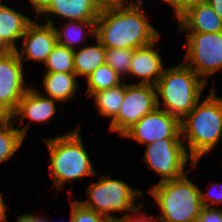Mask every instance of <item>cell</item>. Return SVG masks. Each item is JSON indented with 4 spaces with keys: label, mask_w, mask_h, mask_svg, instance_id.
Listing matches in <instances>:
<instances>
[{
    "label": "cell",
    "mask_w": 222,
    "mask_h": 222,
    "mask_svg": "<svg viewBox=\"0 0 222 222\" xmlns=\"http://www.w3.org/2000/svg\"><path fill=\"white\" fill-rule=\"evenodd\" d=\"M143 4L101 8L95 37L105 48L133 50L156 41L161 33L151 25Z\"/></svg>",
    "instance_id": "1"
},
{
    "label": "cell",
    "mask_w": 222,
    "mask_h": 222,
    "mask_svg": "<svg viewBox=\"0 0 222 222\" xmlns=\"http://www.w3.org/2000/svg\"><path fill=\"white\" fill-rule=\"evenodd\" d=\"M181 138L187 153L200 162L222 140V98L213 85L210 93L180 121Z\"/></svg>",
    "instance_id": "2"
},
{
    "label": "cell",
    "mask_w": 222,
    "mask_h": 222,
    "mask_svg": "<svg viewBox=\"0 0 222 222\" xmlns=\"http://www.w3.org/2000/svg\"><path fill=\"white\" fill-rule=\"evenodd\" d=\"M78 125L63 135H56L54 138H44L48 148L49 159L47 164L50 168V176L53 179V186L56 193L63 189L64 184L81 180L84 177H94L97 174L91 156L84 146L83 136Z\"/></svg>",
    "instance_id": "3"
},
{
    "label": "cell",
    "mask_w": 222,
    "mask_h": 222,
    "mask_svg": "<svg viewBox=\"0 0 222 222\" xmlns=\"http://www.w3.org/2000/svg\"><path fill=\"white\" fill-rule=\"evenodd\" d=\"M207 84L183 62L165 67L155 85L157 106L181 121L203 98Z\"/></svg>",
    "instance_id": "4"
},
{
    "label": "cell",
    "mask_w": 222,
    "mask_h": 222,
    "mask_svg": "<svg viewBox=\"0 0 222 222\" xmlns=\"http://www.w3.org/2000/svg\"><path fill=\"white\" fill-rule=\"evenodd\" d=\"M185 174L156 183L149 193L157 204L160 222H196L203 209L200 188Z\"/></svg>",
    "instance_id": "5"
},
{
    "label": "cell",
    "mask_w": 222,
    "mask_h": 222,
    "mask_svg": "<svg viewBox=\"0 0 222 222\" xmlns=\"http://www.w3.org/2000/svg\"><path fill=\"white\" fill-rule=\"evenodd\" d=\"M99 175V180L86 187V200H78L84 207L106 216L110 221H118L120 216H114L115 213L121 217L136 209L144 199L143 190L134 188L126 181L110 177L108 174ZM138 201V202H137Z\"/></svg>",
    "instance_id": "6"
},
{
    "label": "cell",
    "mask_w": 222,
    "mask_h": 222,
    "mask_svg": "<svg viewBox=\"0 0 222 222\" xmlns=\"http://www.w3.org/2000/svg\"><path fill=\"white\" fill-rule=\"evenodd\" d=\"M143 161L149 169L160 176L157 183L179 179L188 173L190 169L198 166L187 153L182 138H164L145 145Z\"/></svg>",
    "instance_id": "7"
},
{
    "label": "cell",
    "mask_w": 222,
    "mask_h": 222,
    "mask_svg": "<svg viewBox=\"0 0 222 222\" xmlns=\"http://www.w3.org/2000/svg\"><path fill=\"white\" fill-rule=\"evenodd\" d=\"M184 61L201 79L222 71V31L215 33L185 32Z\"/></svg>",
    "instance_id": "8"
},
{
    "label": "cell",
    "mask_w": 222,
    "mask_h": 222,
    "mask_svg": "<svg viewBox=\"0 0 222 222\" xmlns=\"http://www.w3.org/2000/svg\"><path fill=\"white\" fill-rule=\"evenodd\" d=\"M156 89L153 85L127 83L124 80V100L108 130L120 137L133 124L157 108Z\"/></svg>",
    "instance_id": "9"
},
{
    "label": "cell",
    "mask_w": 222,
    "mask_h": 222,
    "mask_svg": "<svg viewBox=\"0 0 222 222\" xmlns=\"http://www.w3.org/2000/svg\"><path fill=\"white\" fill-rule=\"evenodd\" d=\"M121 138L148 145L164 138H181L180 120L167 111L156 108L126 130Z\"/></svg>",
    "instance_id": "10"
},
{
    "label": "cell",
    "mask_w": 222,
    "mask_h": 222,
    "mask_svg": "<svg viewBox=\"0 0 222 222\" xmlns=\"http://www.w3.org/2000/svg\"><path fill=\"white\" fill-rule=\"evenodd\" d=\"M24 66L16 50L0 56V101L12 112L31 87L25 84Z\"/></svg>",
    "instance_id": "11"
},
{
    "label": "cell",
    "mask_w": 222,
    "mask_h": 222,
    "mask_svg": "<svg viewBox=\"0 0 222 222\" xmlns=\"http://www.w3.org/2000/svg\"><path fill=\"white\" fill-rule=\"evenodd\" d=\"M35 19L28 24L21 39V47L16 51L23 64L24 61L32 60L44 65L48 55L57 44V35L52 24H42L37 17Z\"/></svg>",
    "instance_id": "12"
},
{
    "label": "cell",
    "mask_w": 222,
    "mask_h": 222,
    "mask_svg": "<svg viewBox=\"0 0 222 222\" xmlns=\"http://www.w3.org/2000/svg\"><path fill=\"white\" fill-rule=\"evenodd\" d=\"M56 103L60 102L43 95L40 89L31 87L27 90L23 98L19 101L17 108L13 112V123L17 126L22 135L26 138L31 123H39L45 125L56 114ZM25 119H29L24 127H20Z\"/></svg>",
    "instance_id": "13"
},
{
    "label": "cell",
    "mask_w": 222,
    "mask_h": 222,
    "mask_svg": "<svg viewBox=\"0 0 222 222\" xmlns=\"http://www.w3.org/2000/svg\"><path fill=\"white\" fill-rule=\"evenodd\" d=\"M161 40V36L153 43L136 48L130 62L128 76L137 78L133 84H148L155 86L164 70L162 54L156 48V44ZM160 53V54H159Z\"/></svg>",
    "instance_id": "14"
},
{
    "label": "cell",
    "mask_w": 222,
    "mask_h": 222,
    "mask_svg": "<svg viewBox=\"0 0 222 222\" xmlns=\"http://www.w3.org/2000/svg\"><path fill=\"white\" fill-rule=\"evenodd\" d=\"M100 10L96 0H53L41 15L44 14L45 23L55 25L58 18L63 21H96Z\"/></svg>",
    "instance_id": "15"
},
{
    "label": "cell",
    "mask_w": 222,
    "mask_h": 222,
    "mask_svg": "<svg viewBox=\"0 0 222 222\" xmlns=\"http://www.w3.org/2000/svg\"><path fill=\"white\" fill-rule=\"evenodd\" d=\"M0 0V41L8 50L18 49L28 24L33 18L7 6Z\"/></svg>",
    "instance_id": "16"
},
{
    "label": "cell",
    "mask_w": 222,
    "mask_h": 222,
    "mask_svg": "<svg viewBox=\"0 0 222 222\" xmlns=\"http://www.w3.org/2000/svg\"><path fill=\"white\" fill-rule=\"evenodd\" d=\"M177 22L179 33H215L222 31V20L208 3L191 8Z\"/></svg>",
    "instance_id": "17"
},
{
    "label": "cell",
    "mask_w": 222,
    "mask_h": 222,
    "mask_svg": "<svg viewBox=\"0 0 222 222\" xmlns=\"http://www.w3.org/2000/svg\"><path fill=\"white\" fill-rule=\"evenodd\" d=\"M63 22L65 23L63 24ZM63 22L60 24L61 26L59 24L53 25L59 45L75 51L84 46L83 44L88 41L89 36L94 40L96 21L71 20Z\"/></svg>",
    "instance_id": "18"
},
{
    "label": "cell",
    "mask_w": 222,
    "mask_h": 222,
    "mask_svg": "<svg viewBox=\"0 0 222 222\" xmlns=\"http://www.w3.org/2000/svg\"><path fill=\"white\" fill-rule=\"evenodd\" d=\"M42 79L43 95L60 103H67L78 93L79 78L75 73L45 72Z\"/></svg>",
    "instance_id": "19"
},
{
    "label": "cell",
    "mask_w": 222,
    "mask_h": 222,
    "mask_svg": "<svg viewBox=\"0 0 222 222\" xmlns=\"http://www.w3.org/2000/svg\"><path fill=\"white\" fill-rule=\"evenodd\" d=\"M95 44L86 43L74 51V70L78 78H87L97 67L105 64V47L95 37Z\"/></svg>",
    "instance_id": "20"
},
{
    "label": "cell",
    "mask_w": 222,
    "mask_h": 222,
    "mask_svg": "<svg viewBox=\"0 0 222 222\" xmlns=\"http://www.w3.org/2000/svg\"><path fill=\"white\" fill-rule=\"evenodd\" d=\"M90 98L94 101L97 112L112 121L124 100V81L115 87L95 92Z\"/></svg>",
    "instance_id": "21"
},
{
    "label": "cell",
    "mask_w": 222,
    "mask_h": 222,
    "mask_svg": "<svg viewBox=\"0 0 222 222\" xmlns=\"http://www.w3.org/2000/svg\"><path fill=\"white\" fill-rule=\"evenodd\" d=\"M87 90L85 95L90 98L95 92L109 89L121 84L124 79L108 64L97 67L85 79Z\"/></svg>",
    "instance_id": "22"
},
{
    "label": "cell",
    "mask_w": 222,
    "mask_h": 222,
    "mask_svg": "<svg viewBox=\"0 0 222 222\" xmlns=\"http://www.w3.org/2000/svg\"><path fill=\"white\" fill-rule=\"evenodd\" d=\"M15 123L3 125L0 128V164H4L19 151L25 137Z\"/></svg>",
    "instance_id": "23"
},
{
    "label": "cell",
    "mask_w": 222,
    "mask_h": 222,
    "mask_svg": "<svg viewBox=\"0 0 222 222\" xmlns=\"http://www.w3.org/2000/svg\"><path fill=\"white\" fill-rule=\"evenodd\" d=\"M73 58V50L57 43L44 64L45 72L75 73Z\"/></svg>",
    "instance_id": "24"
},
{
    "label": "cell",
    "mask_w": 222,
    "mask_h": 222,
    "mask_svg": "<svg viewBox=\"0 0 222 222\" xmlns=\"http://www.w3.org/2000/svg\"><path fill=\"white\" fill-rule=\"evenodd\" d=\"M133 49L105 48V63L112 67L123 79L128 77Z\"/></svg>",
    "instance_id": "25"
},
{
    "label": "cell",
    "mask_w": 222,
    "mask_h": 222,
    "mask_svg": "<svg viewBox=\"0 0 222 222\" xmlns=\"http://www.w3.org/2000/svg\"><path fill=\"white\" fill-rule=\"evenodd\" d=\"M71 218L73 222H110V220L94 210L84 207L78 200L71 202Z\"/></svg>",
    "instance_id": "26"
},
{
    "label": "cell",
    "mask_w": 222,
    "mask_h": 222,
    "mask_svg": "<svg viewBox=\"0 0 222 222\" xmlns=\"http://www.w3.org/2000/svg\"><path fill=\"white\" fill-rule=\"evenodd\" d=\"M207 193H204L200 188V196L204 207L215 208L222 205V182H211Z\"/></svg>",
    "instance_id": "27"
},
{
    "label": "cell",
    "mask_w": 222,
    "mask_h": 222,
    "mask_svg": "<svg viewBox=\"0 0 222 222\" xmlns=\"http://www.w3.org/2000/svg\"><path fill=\"white\" fill-rule=\"evenodd\" d=\"M208 0H161L172 7L175 19L178 21L187 11L200 4L207 3Z\"/></svg>",
    "instance_id": "28"
},
{
    "label": "cell",
    "mask_w": 222,
    "mask_h": 222,
    "mask_svg": "<svg viewBox=\"0 0 222 222\" xmlns=\"http://www.w3.org/2000/svg\"><path fill=\"white\" fill-rule=\"evenodd\" d=\"M144 201L136 209L129 212L126 216L120 217L118 222H160L158 215H147L142 208H144Z\"/></svg>",
    "instance_id": "29"
},
{
    "label": "cell",
    "mask_w": 222,
    "mask_h": 222,
    "mask_svg": "<svg viewBox=\"0 0 222 222\" xmlns=\"http://www.w3.org/2000/svg\"><path fill=\"white\" fill-rule=\"evenodd\" d=\"M196 222H222V209L203 207Z\"/></svg>",
    "instance_id": "30"
},
{
    "label": "cell",
    "mask_w": 222,
    "mask_h": 222,
    "mask_svg": "<svg viewBox=\"0 0 222 222\" xmlns=\"http://www.w3.org/2000/svg\"><path fill=\"white\" fill-rule=\"evenodd\" d=\"M97 4L101 7H113V6H129L144 3V0H96Z\"/></svg>",
    "instance_id": "31"
},
{
    "label": "cell",
    "mask_w": 222,
    "mask_h": 222,
    "mask_svg": "<svg viewBox=\"0 0 222 222\" xmlns=\"http://www.w3.org/2000/svg\"><path fill=\"white\" fill-rule=\"evenodd\" d=\"M30 3L32 11L36 13V17L39 19L41 13L48 7L53 0H27Z\"/></svg>",
    "instance_id": "32"
},
{
    "label": "cell",
    "mask_w": 222,
    "mask_h": 222,
    "mask_svg": "<svg viewBox=\"0 0 222 222\" xmlns=\"http://www.w3.org/2000/svg\"><path fill=\"white\" fill-rule=\"evenodd\" d=\"M0 122L7 125L13 122V112L0 101Z\"/></svg>",
    "instance_id": "33"
},
{
    "label": "cell",
    "mask_w": 222,
    "mask_h": 222,
    "mask_svg": "<svg viewBox=\"0 0 222 222\" xmlns=\"http://www.w3.org/2000/svg\"><path fill=\"white\" fill-rule=\"evenodd\" d=\"M3 194L4 193H0V222H8L7 210L9 205H6L5 200L3 199Z\"/></svg>",
    "instance_id": "34"
},
{
    "label": "cell",
    "mask_w": 222,
    "mask_h": 222,
    "mask_svg": "<svg viewBox=\"0 0 222 222\" xmlns=\"http://www.w3.org/2000/svg\"><path fill=\"white\" fill-rule=\"evenodd\" d=\"M207 3L213 8L215 13L222 20V0H208Z\"/></svg>",
    "instance_id": "35"
},
{
    "label": "cell",
    "mask_w": 222,
    "mask_h": 222,
    "mask_svg": "<svg viewBox=\"0 0 222 222\" xmlns=\"http://www.w3.org/2000/svg\"><path fill=\"white\" fill-rule=\"evenodd\" d=\"M26 220L27 222H46V217L43 218L39 215H33V214H30V213H24V214H21Z\"/></svg>",
    "instance_id": "36"
},
{
    "label": "cell",
    "mask_w": 222,
    "mask_h": 222,
    "mask_svg": "<svg viewBox=\"0 0 222 222\" xmlns=\"http://www.w3.org/2000/svg\"><path fill=\"white\" fill-rule=\"evenodd\" d=\"M8 49L0 41V56L6 53Z\"/></svg>",
    "instance_id": "37"
},
{
    "label": "cell",
    "mask_w": 222,
    "mask_h": 222,
    "mask_svg": "<svg viewBox=\"0 0 222 222\" xmlns=\"http://www.w3.org/2000/svg\"><path fill=\"white\" fill-rule=\"evenodd\" d=\"M16 222H27V220L20 214L19 216H17Z\"/></svg>",
    "instance_id": "38"
},
{
    "label": "cell",
    "mask_w": 222,
    "mask_h": 222,
    "mask_svg": "<svg viewBox=\"0 0 222 222\" xmlns=\"http://www.w3.org/2000/svg\"><path fill=\"white\" fill-rule=\"evenodd\" d=\"M69 217H70L69 222H73V221H72V218H71V215H70ZM46 222H51V221H50L49 219L46 218Z\"/></svg>",
    "instance_id": "39"
}]
</instances>
